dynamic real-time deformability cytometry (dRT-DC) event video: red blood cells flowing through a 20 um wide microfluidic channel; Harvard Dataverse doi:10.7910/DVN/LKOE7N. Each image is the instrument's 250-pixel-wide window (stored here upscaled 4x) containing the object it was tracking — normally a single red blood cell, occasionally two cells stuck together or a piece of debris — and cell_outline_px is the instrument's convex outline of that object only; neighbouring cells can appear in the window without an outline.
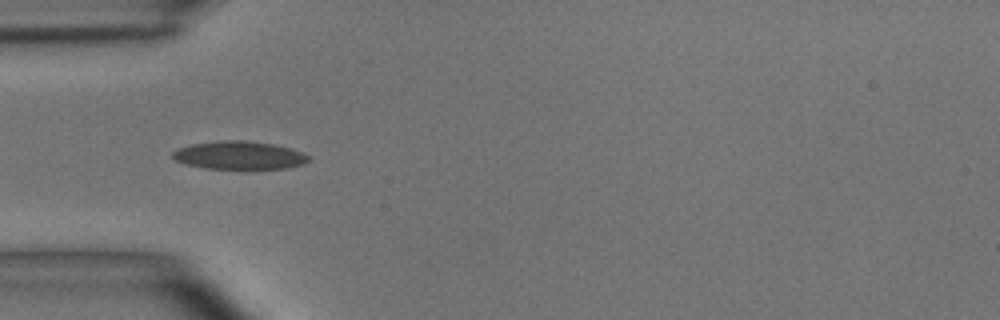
{"species": "common noctule bat (a hibernating species)", "species_latin": "Nyctalus noctula", "temperature_condition": "room temperature", "stored_images_in_passage": 48, "camera_frame_rate_fps": 3000, "um_per_image_px": 0.085, "animal": {"sex": "male", "body_mass_g": 15.6}, "frame": {"image": 1, "passage_image": 14, "time_ms": 4.333, "image_size_px": [1000, 320], "cell_outline_px": [[312, 160], [304, 164], [284, 168], [204, 168], [184, 164], [176, 160], [172, 156], [172, 152], [180, 148], [192, 144], [220, 140], [244, 140], [272, 144], [288, 148], [300, 152], [308, 156]], "centroid_in_image_um": [20.32, 13.19], "position_along_channel_um": 64.7, "area_um2": 21.96}}
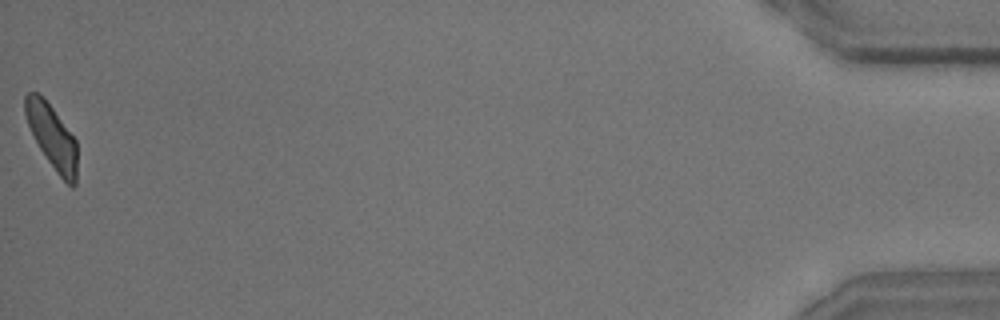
{"frame": {"image": 2, "passage_image": 48, "time_ms": 15.667, "image_size_px": [1000, 320], "cell_outline_px": [[76, 184], [72, 188], [56, 172], [40, 148], [28, 124], [24, 112], [24, 96], [28, 92], [36, 92], [52, 108], [76, 140]], "centroid_in_image_um": [4.42, 11.63], "position_along_channel_um": 430.8, "area_um2": 18.79}, "authors_computed_cell_mechanics": {"area_um2": 20.6924, "velocity_mm_per_s": 4.0739, "shape_relaxation_time_tau1_ms": 6.3021, "shape_relaxation_time_tau2_ms": 2.1212, "deformation_change_tau1": 0.1803, "deformation_change_tau2": 0.0874}}